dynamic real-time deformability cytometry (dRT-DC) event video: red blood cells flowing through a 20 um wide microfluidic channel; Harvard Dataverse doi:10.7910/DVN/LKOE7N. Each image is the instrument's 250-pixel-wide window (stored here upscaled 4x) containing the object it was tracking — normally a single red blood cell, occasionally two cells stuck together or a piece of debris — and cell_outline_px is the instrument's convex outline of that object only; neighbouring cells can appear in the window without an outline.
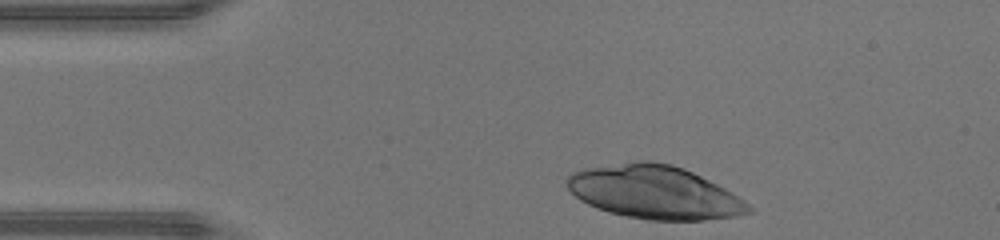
{"species": "human", "species_latin": "Homo sapiens", "temperature_condition": "warm", "stored_images_in_passage": 30, "camera_frame_rate_fps": 3000, "um_per_image_px": 0.085, "donor": {"sex": "male"}, "frame": {"image": 1, "passage_image": 1, "time_ms": 0.0, "image_size_px": [1000, 240], "cell_outline_px": [[752, 212], [736, 216], [704, 220], [648, 220], [608, 212], [596, 208], [580, 200], [568, 188], [564, 180], [572, 172], [584, 168], [640, 160], [672, 164], [684, 168], [732, 192], [744, 200], [752, 208]], "centroid_in_image_um": [55.61, 16.34], "position_along_channel_um": 29.4, "area_um2": 56.18}}